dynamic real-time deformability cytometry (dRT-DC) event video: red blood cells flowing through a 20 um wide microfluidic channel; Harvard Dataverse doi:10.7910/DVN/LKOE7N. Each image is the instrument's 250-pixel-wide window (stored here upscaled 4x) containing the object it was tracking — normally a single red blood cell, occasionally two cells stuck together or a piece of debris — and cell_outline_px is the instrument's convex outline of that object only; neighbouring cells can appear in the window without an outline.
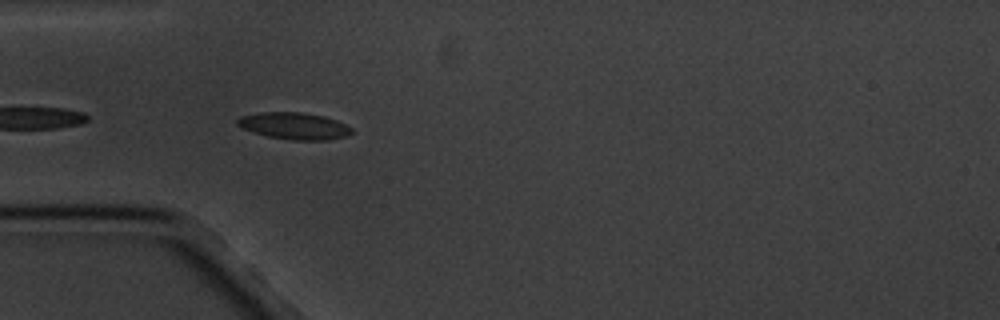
{"species": "common noctule bat (a hibernating species)", "species_latin": "Nyctalus noctula", "temperature_condition": "cold", "stored_images_in_passage": 6, "camera_frame_rate_fps": 3000, "um_per_image_px": 0.085, "animal": {"sex": "male", "body_mass_g": 20.1, "forearm_length_mm": 53.5}, "frame": {"image": 1, "passage_image": 5, "time_ms": 4.667, "image_size_px": [1000, 320], "cell_outline_px": [[352, 132], [344, 136], [328, 140], [292, 140], [268, 136], [252, 132], [240, 128], [236, 124], [236, 120], [240, 116], [260, 112], [300, 112], [324, 116], [336, 120], [352, 128]], "centroid_in_image_um": [24.95, 10.7], "position_along_channel_um": 60.0, "area_um2": 17.86}}